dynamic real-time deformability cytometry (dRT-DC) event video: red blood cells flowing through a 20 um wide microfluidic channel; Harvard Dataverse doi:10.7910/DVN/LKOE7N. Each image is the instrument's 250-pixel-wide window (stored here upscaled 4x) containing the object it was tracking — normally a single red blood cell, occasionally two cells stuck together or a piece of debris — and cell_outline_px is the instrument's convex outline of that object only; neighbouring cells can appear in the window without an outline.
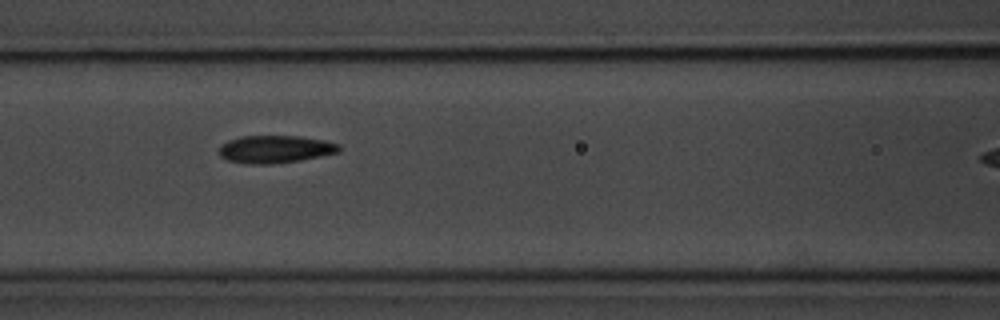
{"species": "common noctule bat (a hibernating species)", "species_latin": "Nyctalus noctula", "temperature_condition": "room temperature", "stored_images_in_passage": 7, "camera_frame_rate_fps": 3000, "um_per_image_px": 0.085, "animal": {"sex": "male", "body_mass_g": 20.1, "forearm_length_mm": 53.5}, "frame": {"image": 1, "passage_image": 4, "time_ms": 4.333, "image_size_px": [1000, 320], "cell_outline_px": [[340, 152], [300, 160], [272, 164], [244, 164], [228, 160], [220, 156], [220, 148], [228, 140], [240, 136], [300, 136], [324, 140], [340, 144]], "centroid_in_image_um": [23.41, 12.68], "position_along_channel_um": 143.2, "area_um2": 19.31}}
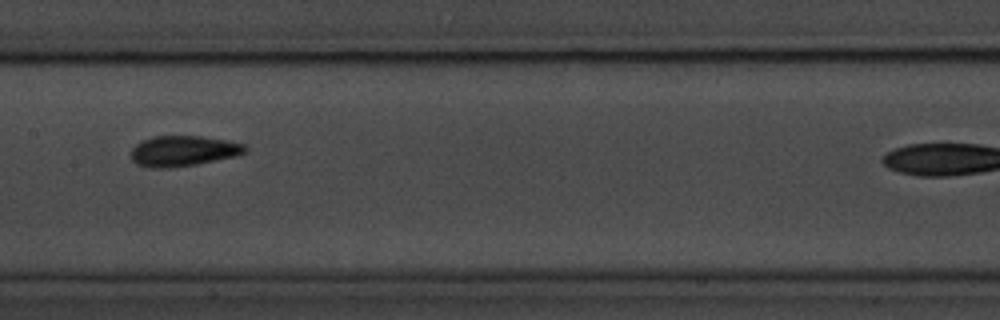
{"frame": {"image": 2, "passage_image": 5, "time_ms": 5.667, "image_size_px": [1000, 320], "cell_outline_px": [[248, 152], [236, 156], [196, 164], [164, 168], [152, 168], [136, 164], [132, 160], [132, 148], [136, 144], [152, 136], [200, 136], [228, 140], [244, 144], [248, 148]], "centroid_in_image_um": [15.61, 12.82], "position_along_channel_um": 191.8, "area_um2": 20.29}}